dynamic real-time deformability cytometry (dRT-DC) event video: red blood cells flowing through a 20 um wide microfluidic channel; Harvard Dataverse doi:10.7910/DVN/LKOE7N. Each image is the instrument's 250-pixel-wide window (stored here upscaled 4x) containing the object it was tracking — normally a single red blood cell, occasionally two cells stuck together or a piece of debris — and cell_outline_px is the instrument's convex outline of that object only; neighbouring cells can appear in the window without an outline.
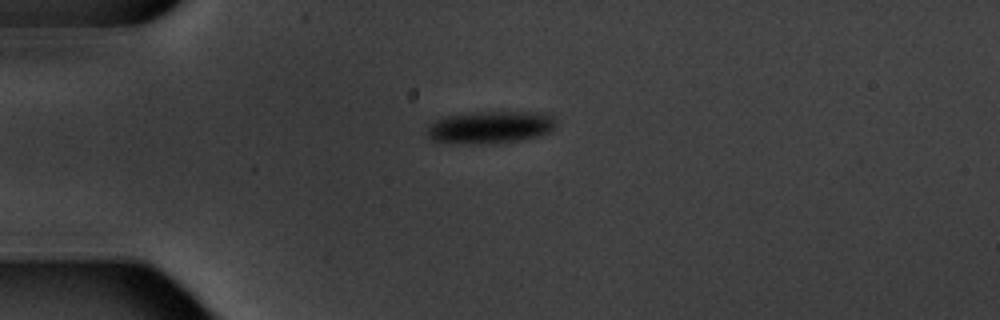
{"species": "common noctule bat (a hibernating species)", "species_latin": "Nyctalus noctula", "temperature_condition": "warm", "stored_images_in_passage": 2, "camera_frame_rate_fps": 3000, "um_per_image_px": 0.085, "animal": {"sex": "male", "body_mass_g": 20.1, "forearm_length_mm": 53.5}, "frame": {"image": 1, "passage_image": 1, "time_ms": 0.0, "image_size_px": [1000, 320], "cell_outline_px": [[556, 128], [552, 132], [540, 136], [524, 140], [496, 144], [468, 144], [432, 140], [424, 132], [428, 124], [444, 116], [472, 112], [544, 112], [552, 116], [556, 120]], "centroid_in_image_um": [41.7, 10.82], "position_along_channel_um": 43.3, "area_um2": 25.09}}